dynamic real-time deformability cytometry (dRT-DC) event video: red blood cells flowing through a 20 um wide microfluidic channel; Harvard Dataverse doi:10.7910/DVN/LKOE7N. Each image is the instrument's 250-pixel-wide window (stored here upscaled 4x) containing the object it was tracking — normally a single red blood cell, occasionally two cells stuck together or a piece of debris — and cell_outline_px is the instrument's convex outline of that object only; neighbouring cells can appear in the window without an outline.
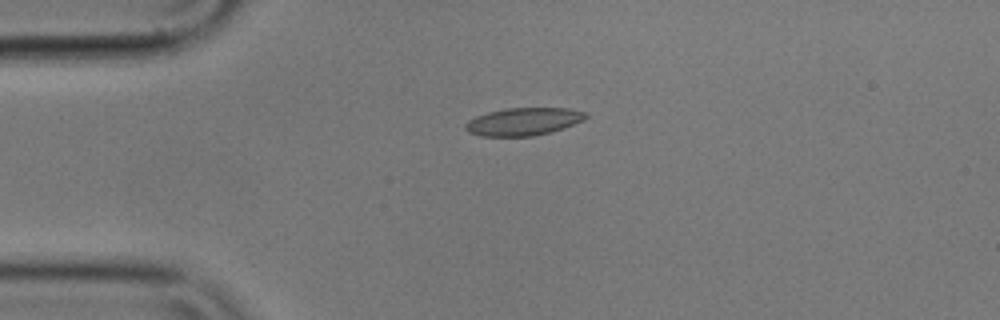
{"species": "common noctule bat (a hibernating species)", "species_latin": "Nyctalus noctula", "temperature_condition": "cold", "stored_images_in_passage": 2, "camera_frame_rate_fps": 3000, "um_per_image_px": 0.085, "animal": {"sex": "male", "body_mass_g": 17.9}, "frame": {"image": 1, "passage_image": 1, "time_ms": 0.0, "image_size_px": [1000, 320], "cell_outline_px": [[588, 116], [572, 124], [548, 132], [532, 136], [480, 136], [468, 132], [464, 128], [464, 124], [468, 120], [476, 116], [488, 112], [508, 108], [568, 108], [588, 112]], "centroid_in_image_um": [44.43, 10.32], "position_along_channel_um": 40.6, "area_um2": 19.19}}